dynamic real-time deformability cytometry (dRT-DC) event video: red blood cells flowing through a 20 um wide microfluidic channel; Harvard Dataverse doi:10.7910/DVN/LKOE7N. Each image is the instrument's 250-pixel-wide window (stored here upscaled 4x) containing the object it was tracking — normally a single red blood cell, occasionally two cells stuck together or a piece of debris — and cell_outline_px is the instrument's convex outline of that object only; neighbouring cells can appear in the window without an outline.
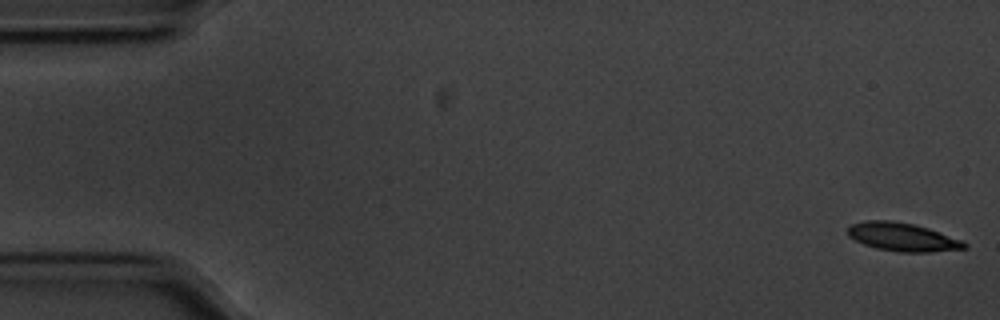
{"species": "common noctule bat (a hibernating species)", "species_latin": "Nyctalus noctula", "temperature_condition": "cold", "stored_images_in_passage": 56, "camera_frame_rate_fps": 3000, "um_per_image_px": 0.085, "animal": {"sex": "male", "body_mass_g": 20.1, "forearm_length_mm": 53.5}, "frame": {"image": 1, "passage_image": 1, "time_ms": 0.0, "image_size_px": [1000, 320], "cell_outline_px": [[968, 248], [928, 252], [900, 252], [876, 248], [864, 244], [848, 236], [848, 224], [864, 220], [892, 220], [916, 224], [964, 240], [968, 244]], "centroid_in_image_um": [76.72, 20.13], "position_along_channel_um": 8.3, "area_um2": 19.54}}
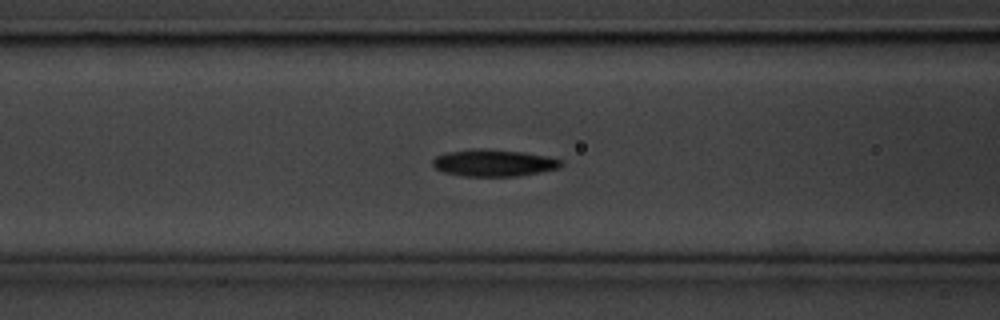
{"frame": {"image": 2, "passage_image": 22, "time_ms": 7.0, "image_size_px": [1000, 320], "cell_outline_px": [[564, 164], [560, 168], [540, 172], [516, 176], [464, 176], [444, 172], [436, 168], [432, 164], [432, 160], [436, 156], [448, 152], [476, 148], [480, 148], [524, 152], [548, 156], [564, 160]], "centroid_in_image_um": [42.01, 13.84], "position_along_channel_um": 124.6, "area_um2": 20.23}}
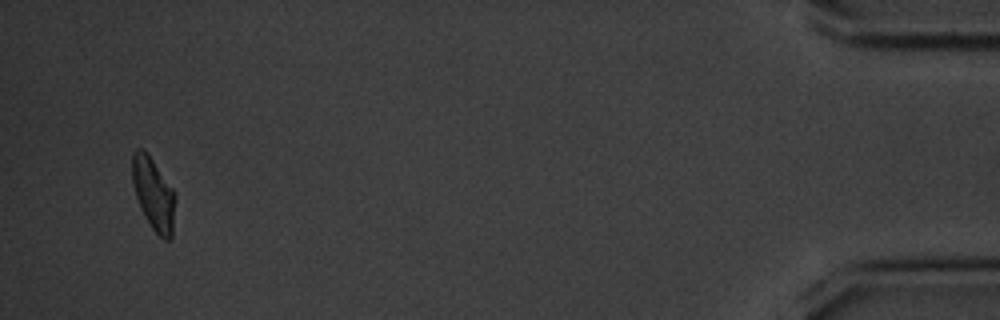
{"frame": {"image": 3, "passage_image": 54, "time_ms": 17.667, "image_size_px": [1000, 320], "cell_outline_px": [[176, 200], [172, 236], [168, 240], [164, 240], [152, 228], [144, 216], [140, 208], [132, 184], [132, 156], [136, 148], [144, 148], [176, 192]], "centroid_in_image_um": [13.06, 16.47], "position_along_channel_um": 422.1, "area_um2": 18.44}, "authors_computed_cell_mechanics": {"area_um2": 19.652, "velocity_mm_per_s": 3.5418, "shape_relaxation_time_tau1_ms": 2.6746, "shape_relaxation_time_tau2_ms": 4.9916, "deformation_change_tau1": 0.1364, "deformation_change_tau2": 0.1126}}